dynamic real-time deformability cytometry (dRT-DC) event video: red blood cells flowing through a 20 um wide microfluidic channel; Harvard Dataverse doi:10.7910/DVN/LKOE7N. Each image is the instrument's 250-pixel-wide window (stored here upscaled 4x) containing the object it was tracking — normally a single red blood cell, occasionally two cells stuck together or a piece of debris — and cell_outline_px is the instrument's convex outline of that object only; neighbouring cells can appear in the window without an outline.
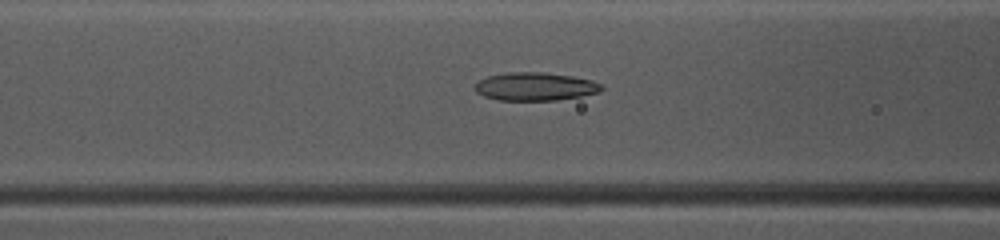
{"species": "common noctule bat (a hibernating species)", "species_latin": "Nyctalus noctula", "temperature_condition": "warm", "stored_images_in_passage": 48, "camera_frame_rate_fps": 3000, "um_per_image_px": 0.085, "animal": {"sex": "female", "body_mass_g": 10.0, "forearm_length_mm": 53.1}, "frame": {"image": 1, "passage_image": 20, "time_ms": 6.333, "image_size_px": [1000, 240], "cell_outline_px": [[604, 88], [600, 92], [580, 96], [556, 100], [500, 100], [484, 96], [476, 92], [476, 84], [480, 80], [488, 76], [508, 72], [540, 72], [572, 76], [592, 80], [604, 84]], "centroid_in_image_um": [45.54, 7.35], "position_along_channel_um": 121.1, "area_um2": 20.69}}
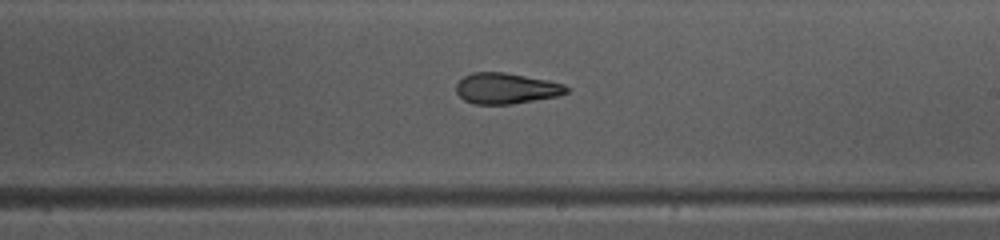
{"frame": {"image": 2, "passage_image": 29, "time_ms": 9.333, "image_size_px": [1000, 240], "cell_outline_px": [[572, 88], [568, 92], [556, 96], [512, 104], [472, 104], [464, 100], [456, 92], [456, 84], [464, 76], [472, 72], [504, 72], [548, 80], [564, 84]], "centroid_in_image_um": [43.03, 7.51], "position_along_channel_um": 246.0, "area_um2": 19.88}}
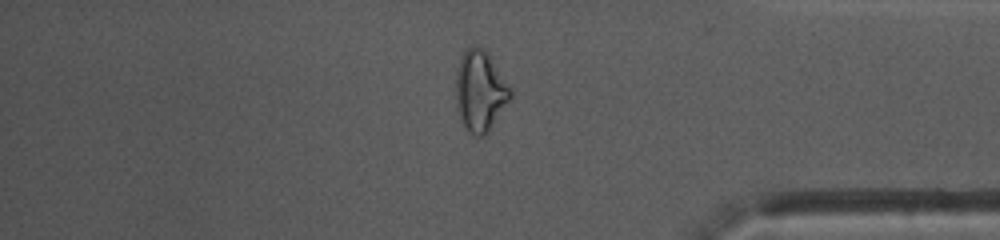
{"frame": {"image": 3, "passage_image": 41, "time_ms": 13.333, "image_size_px": [1000, 240], "cell_outline_px": [[512, 100], [488, 132], [484, 136], [476, 136], [468, 132], [460, 116], [456, 104], [456, 72], [460, 60], [464, 52], [472, 44], [480, 44], [488, 52], [512, 92]], "centroid_in_image_um": [40.83, 7.72], "position_along_channel_um": 394.4, "area_um2": 25.84}, "authors_computed_cell_mechanics": {"area_um2": 21.9062, "velocity_mm_per_s": 4.1597, "shape_relaxation_time_tau1_ms": 8.2447, "shape_relaxation_time_tau2_ms": 1.9225, "deformation_change_tau1": 0.2149, "deformation_change_tau2": 0.1046}}